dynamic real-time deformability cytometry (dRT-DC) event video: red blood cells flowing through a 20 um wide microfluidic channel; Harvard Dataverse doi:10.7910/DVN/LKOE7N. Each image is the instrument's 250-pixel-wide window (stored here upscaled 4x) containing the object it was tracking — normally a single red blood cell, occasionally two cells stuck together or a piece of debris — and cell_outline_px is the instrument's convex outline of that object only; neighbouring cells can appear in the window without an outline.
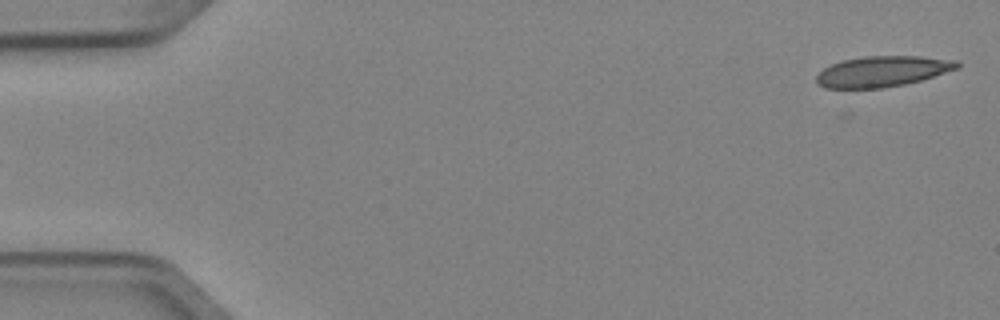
{"species": "Egyptian fruit bat (a non-hibernating species)", "species_latin": "Rousettus aegyptiacus", "temperature_condition": "cold", "stored_images_in_passage": 6, "segment_of_instrument_passage": [2, 2], "camera_frame_rate_fps": 3000, "um_per_image_px": 0.085, "animal": {"sex": "female"}, "frame": {"image": 1, "passage_image": 6, "time_ms": 1.667, "image_size_px": [1000, 320], "cell_outline_px": [[960, 68], [920, 80], [904, 84], [880, 88], [824, 88], [816, 84], [816, 76], [824, 68], [832, 64], [844, 60], [864, 56], [920, 56], [956, 60], [960, 64]], "centroid_in_image_um": [75.01, 6.07], "position_along_channel_um": 10.0, "area_um2": 25.09}}